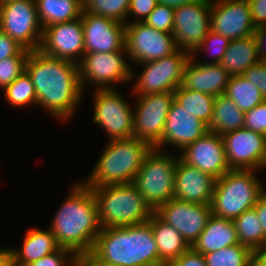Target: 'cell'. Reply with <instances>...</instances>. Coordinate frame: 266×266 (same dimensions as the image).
Returning a JSON list of instances; mask_svg holds the SVG:
<instances>
[{
	"label": "cell",
	"instance_id": "1",
	"mask_svg": "<svg viewBox=\"0 0 266 266\" xmlns=\"http://www.w3.org/2000/svg\"><path fill=\"white\" fill-rule=\"evenodd\" d=\"M25 71L34 85L38 107L63 122L74 118L86 93L80 83L77 63L34 50L28 54Z\"/></svg>",
	"mask_w": 266,
	"mask_h": 266
},
{
	"label": "cell",
	"instance_id": "2",
	"mask_svg": "<svg viewBox=\"0 0 266 266\" xmlns=\"http://www.w3.org/2000/svg\"><path fill=\"white\" fill-rule=\"evenodd\" d=\"M69 192L49 229L60 248L71 250L79 258L90 254L102 227L92 189L78 182Z\"/></svg>",
	"mask_w": 266,
	"mask_h": 266
},
{
	"label": "cell",
	"instance_id": "3",
	"mask_svg": "<svg viewBox=\"0 0 266 266\" xmlns=\"http://www.w3.org/2000/svg\"><path fill=\"white\" fill-rule=\"evenodd\" d=\"M107 266H164L151 224L102 228L89 254Z\"/></svg>",
	"mask_w": 266,
	"mask_h": 266
},
{
	"label": "cell",
	"instance_id": "4",
	"mask_svg": "<svg viewBox=\"0 0 266 266\" xmlns=\"http://www.w3.org/2000/svg\"><path fill=\"white\" fill-rule=\"evenodd\" d=\"M151 150L146 141L135 137L107 141L91 174L82 183L91 189L131 183Z\"/></svg>",
	"mask_w": 266,
	"mask_h": 266
},
{
	"label": "cell",
	"instance_id": "5",
	"mask_svg": "<svg viewBox=\"0 0 266 266\" xmlns=\"http://www.w3.org/2000/svg\"><path fill=\"white\" fill-rule=\"evenodd\" d=\"M102 228L149 221L154 213L133 182L92 188Z\"/></svg>",
	"mask_w": 266,
	"mask_h": 266
},
{
	"label": "cell",
	"instance_id": "6",
	"mask_svg": "<svg viewBox=\"0 0 266 266\" xmlns=\"http://www.w3.org/2000/svg\"><path fill=\"white\" fill-rule=\"evenodd\" d=\"M256 172L229 170L216 179L210 203L212 215L234 221L244 211L252 209L266 189Z\"/></svg>",
	"mask_w": 266,
	"mask_h": 266
},
{
	"label": "cell",
	"instance_id": "7",
	"mask_svg": "<svg viewBox=\"0 0 266 266\" xmlns=\"http://www.w3.org/2000/svg\"><path fill=\"white\" fill-rule=\"evenodd\" d=\"M177 159L170 152L152 148L137 172L133 183L153 211L174 198Z\"/></svg>",
	"mask_w": 266,
	"mask_h": 266
},
{
	"label": "cell",
	"instance_id": "8",
	"mask_svg": "<svg viewBox=\"0 0 266 266\" xmlns=\"http://www.w3.org/2000/svg\"><path fill=\"white\" fill-rule=\"evenodd\" d=\"M78 66L83 91L88 84L97 86L95 89H114V84H125L137 78L129 64L126 47L111 53L84 54Z\"/></svg>",
	"mask_w": 266,
	"mask_h": 266
},
{
	"label": "cell",
	"instance_id": "9",
	"mask_svg": "<svg viewBox=\"0 0 266 266\" xmlns=\"http://www.w3.org/2000/svg\"><path fill=\"white\" fill-rule=\"evenodd\" d=\"M93 122L109 135V141L134 137V109L116 87L95 89Z\"/></svg>",
	"mask_w": 266,
	"mask_h": 266
},
{
	"label": "cell",
	"instance_id": "10",
	"mask_svg": "<svg viewBox=\"0 0 266 266\" xmlns=\"http://www.w3.org/2000/svg\"><path fill=\"white\" fill-rule=\"evenodd\" d=\"M0 29L28 51L39 50L43 27L35 0L0 3Z\"/></svg>",
	"mask_w": 266,
	"mask_h": 266
},
{
	"label": "cell",
	"instance_id": "11",
	"mask_svg": "<svg viewBox=\"0 0 266 266\" xmlns=\"http://www.w3.org/2000/svg\"><path fill=\"white\" fill-rule=\"evenodd\" d=\"M191 54L184 50L161 59L140 64L144 67L135 83L133 94L144 96L148 94L174 92L182 83L184 67Z\"/></svg>",
	"mask_w": 266,
	"mask_h": 266
},
{
	"label": "cell",
	"instance_id": "12",
	"mask_svg": "<svg viewBox=\"0 0 266 266\" xmlns=\"http://www.w3.org/2000/svg\"><path fill=\"white\" fill-rule=\"evenodd\" d=\"M125 40L129 60L136 65L167 57L178 50L172 33L156 30L144 22L125 24Z\"/></svg>",
	"mask_w": 266,
	"mask_h": 266
},
{
	"label": "cell",
	"instance_id": "13",
	"mask_svg": "<svg viewBox=\"0 0 266 266\" xmlns=\"http://www.w3.org/2000/svg\"><path fill=\"white\" fill-rule=\"evenodd\" d=\"M174 92L137 96L134 106V137L156 148L162 141Z\"/></svg>",
	"mask_w": 266,
	"mask_h": 266
},
{
	"label": "cell",
	"instance_id": "14",
	"mask_svg": "<svg viewBox=\"0 0 266 266\" xmlns=\"http://www.w3.org/2000/svg\"><path fill=\"white\" fill-rule=\"evenodd\" d=\"M212 0H196L175 8L172 34L177 49L192 54L210 31Z\"/></svg>",
	"mask_w": 266,
	"mask_h": 266
},
{
	"label": "cell",
	"instance_id": "15",
	"mask_svg": "<svg viewBox=\"0 0 266 266\" xmlns=\"http://www.w3.org/2000/svg\"><path fill=\"white\" fill-rule=\"evenodd\" d=\"M227 164L230 170L266 168V136L247 128L222 135Z\"/></svg>",
	"mask_w": 266,
	"mask_h": 266
},
{
	"label": "cell",
	"instance_id": "16",
	"mask_svg": "<svg viewBox=\"0 0 266 266\" xmlns=\"http://www.w3.org/2000/svg\"><path fill=\"white\" fill-rule=\"evenodd\" d=\"M154 213L174 227L191 247L205 229L212 215L210 205L171 199L159 206Z\"/></svg>",
	"mask_w": 266,
	"mask_h": 266
},
{
	"label": "cell",
	"instance_id": "17",
	"mask_svg": "<svg viewBox=\"0 0 266 266\" xmlns=\"http://www.w3.org/2000/svg\"><path fill=\"white\" fill-rule=\"evenodd\" d=\"M210 30L229 40L253 35L256 28L248 0H212Z\"/></svg>",
	"mask_w": 266,
	"mask_h": 266
},
{
	"label": "cell",
	"instance_id": "18",
	"mask_svg": "<svg viewBox=\"0 0 266 266\" xmlns=\"http://www.w3.org/2000/svg\"><path fill=\"white\" fill-rule=\"evenodd\" d=\"M39 50L51 57L79 64L85 54L81 17L45 27Z\"/></svg>",
	"mask_w": 266,
	"mask_h": 266
},
{
	"label": "cell",
	"instance_id": "19",
	"mask_svg": "<svg viewBox=\"0 0 266 266\" xmlns=\"http://www.w3.org/2000/svg\"><path fill=\"white\" fill-rule=\"evenodd\" d=\"M85 54L111 53L125 48V24L82 11Z\"/></svg>",
	"mask_w": 266,
	"mask_h": 266
},
{
	"label": "cell",
	"instance_id": "20",
	"mask_svg": "<svg viewBox=\"0 0 266 266\" xmlns=\"http://www.w3.org/2000/svg\"><path fill=\"white\" fill-rule=\"evenodd\" d=\"M179 157L188 165L218 179L230 170L221 135L207 131L195 142L187 145Z\"/></svg>",
	"mask_w": 266,
	"mask_h": 266
},
{
	"label": "cell",
	"instance_id": "21",
	"mask_svg": "<svg viewBox=\"0 0 266 266\" xmlns=\"http://www.w3.org/2000/svg\"><path fill=\"white\" fill-rule=\"evenodd\" d=\"M209 131L208 126L185 109L175 98L169 108L162 141L156 147L161 151L167 144L182 151Z\"/></svg>",
	"mask_w": 266,
	"mask_h": 266
},
{
	"label": "cell",
	"instance_id": "22",
	"mask_svg": "<svg viewBox=\"0 0 266 266\" xmlns=\"http://www.w3.org/2000/svg\"><path fill=\"white\" fill-rule=\"evenodd\" d=\"M216 178L188 165L179 156L176 163L174 198L202 205H210Z\"/></svg>",
	"mask_w": 266,
	"mask_h": 266
},
{
	"label": "cell",
	"instance_id": "23",
	"mask_svg": "<svg viewBox=\"0 0 266 266\" xmlns=\"http://www.w3.org/2000/svg\"><path fill=\"white\" fill-rule=\"evenodd\" d=\"M190 57L184 67L181 86L213 96L224 95L229 83V73L219 64H202Z\"/></svg>",
	"mask_w": 266,
	"mask_h": 266
},
{
	"label": "cell",
	"instance_id": "24",
	"mask_svg": "<svg viewBox=\"0 0 266 266\" xmlns=\"http://www.w3.org/2000/svg\"><path fill=\"white\" fill-rule=\"evenodd\" d=\"M59 248L50 229L31 228L26 231L23 245L20 249L10 248L12 266H27Z\"/></svg>",
	"mask_w": 266,
	"mask_h": 266
},
{
	"label": "cell",
	"instance_id": "25",
	"mask_svg": "<svg viewBox=\"0 0 266 266\" xmlns=\"http://www.w3.org/2000/svg\"><path fill=\"white\" fill-rule=\"evenodd\" d=\"M239 244L233 220L211 215L205 229L191 246L202 255Z\"/></svg>",
	"mask_w": 266,
	"mask_h": 266
},
{
	"label": "cell",
	"instance_id": "26",
	"mask_svg": "<svg viewBox=\"0 0 266 266\" xmlns=\"http://www.w3.org/2000/svg\"><path fill=\"white\" fill-rule=\"evenodd\" d=\"M256 41L253 35L230 40L220 64L232 76H240L252 65L260 62Z\"/></svg>",
	"mask_w": 266,
	"mask_h": 266
},
{
	"label": "cell",
	"instance_id": "27",
	"mask_svg": "<svg viewBox=\"0 0 266 266\" xmlns=\"http://www.w3.org/2000/svg\"><path fill=\"white\" fill-rule=\"evenodd\" d=\"M148 222L151 224L157 244L158 257L165 265H169L190 248L181 234L174 227L162 221L155 213Z\"/></svg>",
	"mask_w": 266,
	"mask_h": 266
},
{
	"label": "cell",
	"instance_id": "28",
	"mask_svg": "<svg viewBox=\"0 0 266 266\" xmlns=\"http://www.w3.org/2000/svg\"><path fill=\"white\" fill-rule=\"evenodd\" d=\"M39 21L43 29L81 17L82 0H35Z\"/></svg>",
	"mask_w": 266,
	"mask_h": 266
},
{
	"label": "cell",
	"instance_id": "29",
	"mask_svg": "<svg viewBox=\"0 0 266 266\" xmlns=\"http://www.w3.org/2000/svg\"><path fill=\"white\" fill-rule=\"evenodd\" d=\"M245 112L225 95H219L214 100L213 117L208 126L209 131L219 135L244 128Z\"/></svg>",
	"mask_w": 266,
	"mask_h": 266
},
{
	"label": "cell",
	"instance_id": "30",
	"mask_svg": "<svg viewBox=\"0 0 266 266\" xmlns=\"http://www.w3.org/2000/svg\"><path fill=\"white\" fill-rule=\"evenodd\" d=\"M174 98L191 114L207 126L213 117L215 96L183 88L181 85L174 91Z\"/></svg>",
	"mask_w": 266,
	"mask_h": 266
},
{
	"label": "cell",
	"instance_id": "31",
	"mask_svg": "<svg viewBox=\"0 0 266 266\" xmlns=\"http://www.w3.org/2000/svg\"><path fill=\"white\" fill-rule=\"evenodd\" d=\"M234 224L241 245L249 247L253 252L266 245V235L254 208L244 211L234 220Z\"/></svg>",
	"mask_w": 266,
	"mask_h": 266
},
{
	"label": "cell",
	"instance_id": "32",
	"mask_svg": "<svg viewBox=\"0 0 266 266\" xmlns=\"http://www.w3.org/2000/svg\"><path fill=\"white\" fill-rule=\"evenodd\" d=\"M224 95L246 112L261 104L265 99L259 88L242 75L230 77Z\"/></svg>",
	"mask_w": 266,
	"mask_h": 266
},
{
	"label": "cell",
	"instance_id": "33",
	"mask_svg": "<svg viewBox=\"0 0 266 266\" xmlns=\"http://www.w3.org/2000/svg\"><path fill=\"white\" fill-rule=\"evenodd\" d=\"M253 253L249 247L239 243L204 254V258L207 266H251Z\"/></svg>",
	"mask_w": 266,
	"mask_h": 266
},
{
	"label": "cell",
	"instance_id": "34",
	"mask_svg": "<svg viewBox=\"0 0 266 266\" xmlns=\"http://www.w3.org/2000/svg\"><path fill=\"white\" fill-rule=\"evenodd\" d=\"M4 97L15 107L37 106V95L31 78L26 71L3 89Z\"/></svg>",
	"mask_w": 266,
	"mask_h": 266
},
{
	"label": "cell",
	"instance_id": "35",
	"mask_svg": "<svg viewBox=\"0 0 266 266\" xmlns=\"http://www.w3.org/2000/svg\"><path fill=\"white\" fill-rule=\"evenodd\" d=\"M130 0H82V10L127 24Z\"/></svg>",
	"mask_w": 266,
	"mask_h": 266
},
{
	"label": "cell",
	"instance_id": "36",
	"mask_svg": "<svg viewBox=\"0 0 266 266\" xmlns=\"http://www.w3.org/2000/svg\"><path fill=\"white\" fill-rule=\"evenodd\" d=\"M230 40L227 37L222 36L214 31H209L204 39L201 41L200 45L191 54L192 57L203 53L204 51L213 57L210 62L205 60V62H200L202 64H219L222 60L227 47L229 46ZM198 53V54H197Z\"/></svg>",
	"mask_w": 266,
	"mask_h": 266
},
{
	"label": "cell",
	"instance_id": "37",
	"mask_svg": "<svg viewBox=\"0 0 266 266\" xmlns=\"http://www.w3.org/2000/svg\"><path fill=\"white\" fill-rule=\"evenodd\" d=\"M175 8L158 3L155 9L143 21L146 25L167 33H172Z\"/></svg>",
	"mask_w": 266,
	"mask_h": 266
},
{
	"label": "cell",
	"instance_id": "38",
	"mask_svg": "<svg viewBox=\"0 0 266 266\" xmlns=\"http://www.w3.org/2000/svg\"><path fill=\"white\" fill-rule=\"evenodd\" d=\"M27 58L8 57L0 60V89L3 90L25 71Z\"/></svg>",
	"mask_w": 266,
	"mask_h": 266
},
{
	"label": "cell",
	"instance_id": "39",
	"mask_svg": "<svg viewBox=\"0 0 266 266\" xmlns=\"http://www.w3.org/2000/svg\"><path fill=\"white\" fill-rule=\"evenodd\" d=\"M78 257L69 249L59 248L27 266H76Z\"/></svg>",
	"mask_w": 266,
	"mask_h": 266
},
{
	"label": "cell",
	"instance_id": "40",
	"mask_svg": "<svg viewBox=\"0 0 266 266\" xmlns=\"http://www.w3.org/2000/svg\"><path fill=\"white\" fill-rule=\"evenodd\" d=\"M244 127L266 136V100L245 112Z\"/></svg>",
	"mask_w": 266,
	"mask_h": 266
},
{
	"label": "cell",
	"instance_id": "41",
	"mask_svg": "<svg viewBox=\"0 0 266 266\" xmlns=\"http://www.w3.org/2000/svg\"><path fill=\"white\" fill-rule=\"evenodd\" d=\"M157 0H130L127 23L131 20L130 16H135L130 22H143L157 6ZM132 14V15H131Z\"/></svg>",
	"mask_w": 266,
	"mask_h": 266
},
{
	"label": "cell",
	"instance_id": "42",
	"mask_svg": "<svg viewBox=\"0 0 266 266\" xmlns=\"http://www.w3.org/2000/svg\"><path fill=\"white\" fill-rule=\"evenodd\" d=\"M29 52L0 29V60L8 57H28Z\"/></svg>",
	"mask_w": 266,
	"mask_h": 266
},
{
	"label": "cell",
	"instance_id": "43",
	"mask_svg": "<svg viewBox=\"0 0 266 266\" xmlns=\"http://www.w3.org/2000/svg\"><path fill=\"white\" fill-rule=\"evenodd\" d=\"M242 76L257 86L266 100V62L261 60L260 62L252 65L243 73Z\"/></svg>",
	"mask_w": 266,
	"mask_h": 266
},
{
	"label": "cell",
	"instance_id": "44",
	"mask_svg": "<svg viewBox=\"0 0 266 266\" xmlns=\"http://www.w3.org/2000/svg\"><path fill=\"white\" fill-rule=\"evenodd\" d=\"M168 266H207L204 255L190 247L186 252L174 259Z\"/></svg>",
	"mask_w": 266,
	"mask_h": 266
},
{
	"label": "cell",
	"instance_id": "45",
	"mask_svg": "<svg viewBox=\"0 0 266 266\" xmlns=\"http://www.w3.org/2000/svg\"><path fill=\"white\" fill-rule=\"evenodd\" d=\"M255 28L266 26V0H248Z\"/></svg>",
	"mask_w": 266,
	"mask_h": 266
},
{
	"label": "cell",
	"instance_id": "46",
	"mask_svg": "<svg viewBox=\"0 0 266 266\" xmlns=\"http://www.w3.org/2000/svg\"><path fill=\"white\" fill-rule=\"evenodd\" d=\"M253 36L256 41L259 57L261 60L266 59V26L257 27Z\"/></svg>",
	"mask_w": 266,
	"mask_h": 266
},
{
	"label": "cell",
	"instance_id": "47",
	"mask_svg": "<svg viewBox=\"0 0 266 266\" xmlns=\"http://www.w3.org/2000/svg\"><path fill=\"white\" fill-rule=\"evenodd\" d=\"M257 213L258 218L260 219L263 233L266 235V189L259 196L255 206L253 207Z\"/></svg>",
	"mask_w": 266,
	"mask_h": 266
},
{
	"label": "cell",
	"instance_id": "48",
	"mask_svg": "<svg viewBox=\"0 0 266 266\" xmlns=\"http://www.w3.org/2000/svg\"><path fill=\"white\" fill-rule=\"evenodd\" d=\"M254 266H266V245L253 253Z\"/></svg>",
	"mask_w": 266,
	"mask_h": 266
},
{
	"label": "cell",
	"instance_id": "49",
	"mask_svg": "<svg viewBox=\"0 0 266 266\" xmlns=\"http://www.w3.org/2000/svg\"><path fill=\"white\" fill-rule=\"evenodd\" d=\"M0 266H12L11 249L0 248Z\"/></svg>",
	"mask_w": 266,
	"mask_h": 266
},
{
	"label": "cell",
	"instance_id": "50",
	"mask_svg": "<svg viewBox=\"0 0 266 266\" xmlns=\"http://www.w3.org/2000/svg\"><path fill=\"white\" fill-rule=\"evenodd\" d=\"M157 1L160 4H164V5L172 7V8H177V7H181L185 4L192 3L196 0H157Z\"/></svg>",
	"mask_w": 266,
	"mask_h": 266
},
{
	"label": "cell",
	"instance_id": "51",
	"mask_svg": "<svg viewBox=\"0 0 266 266\" xmlns=\"http://www.w3.org/2000/svg\"><path fill=\"white\" fill-rule=\"evenodd\" d=\"M76 266H107L97 263L90 255L79 257Z\"/></svg>",
	"mask_w": 266,
	"mask_h": 266
},
{
	"label": "cell",
	"instance_id": "52",
	"mask_svg": "<svg viewBox=\"0 0 266 266\" xmlns=\"http://www.w3.org/2000/svg\"><path fill=\"white\" fill-rule=\"evenodd\" d=\"M12 1H19V0H0V3H8Z\"/></svg>",
	"mask_w": 266,
	"mask_h": 266
}]
</instances>
